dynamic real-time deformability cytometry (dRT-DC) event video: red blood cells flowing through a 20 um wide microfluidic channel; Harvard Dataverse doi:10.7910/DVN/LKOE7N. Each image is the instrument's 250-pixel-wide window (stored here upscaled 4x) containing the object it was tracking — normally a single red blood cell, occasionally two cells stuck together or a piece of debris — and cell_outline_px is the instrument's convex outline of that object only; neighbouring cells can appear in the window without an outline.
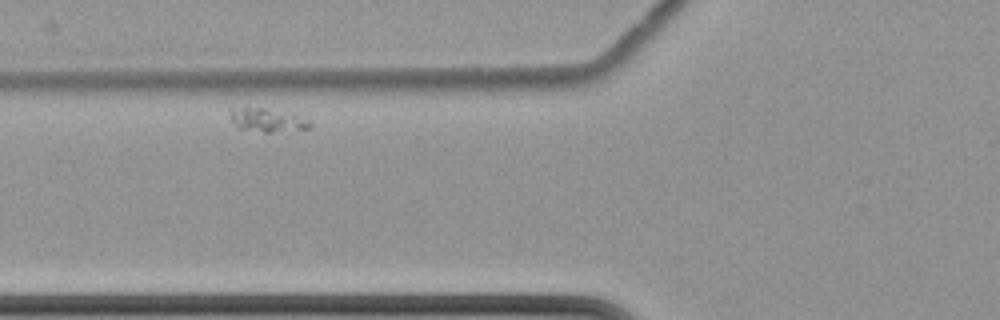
{"species": "common noctule bat (a hibernating species)", "species_latin": "Nyctalus noctula", "temperature_condition": "cold", "stored_images_in_passage": 2, "camera_frame_rate_fps": 3000, "um_per_image_px": 0.085, "animal": {"sex": "female", "body_mass_g": 22.7, "forearm_length_mm": 54.2}, "frame": {"image": 1, "passage_image": 2, "time_ms": 1.333, "image_size_px": [1000, 320], "cell_outline_px": [[312, 124], [308, 128], [268, 132], [264, 132], [240, 128], [232, 120], [232, 108], [244, 104], [264, 108], [312, 120]], "centroid_in_image_um": [22.67, 10.16], "position_along_channel_um": 103.1, "area_um2": 10.69}}